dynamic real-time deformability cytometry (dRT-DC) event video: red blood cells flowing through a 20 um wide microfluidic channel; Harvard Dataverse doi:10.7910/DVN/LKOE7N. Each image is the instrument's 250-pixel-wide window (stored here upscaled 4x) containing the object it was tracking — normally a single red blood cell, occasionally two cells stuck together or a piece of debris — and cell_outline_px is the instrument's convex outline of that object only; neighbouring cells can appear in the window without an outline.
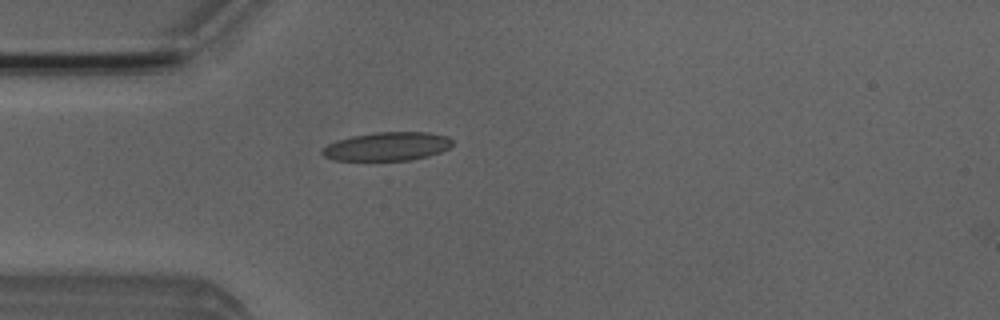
{"species": "Egyptian fruit bat (a non-hibernating species)", "species_latin": "Rousettus aegyptiacus", "temperature_condition": "room temperature", "stored_images_in_passage": 1, "camera_frame_rate_fps": 3000, "um_per_image_px": 0.085, "animal": {"sex": "male"}, "frame": {"image": 1, "passage_image": 1, "time_ms": 0.0, "image_size_px": [1000, 320], "cell_outline_px": [[452, 144], [448, 148], [440, 152], [428, 156], [412, 160], [336, 160], [324, 156], [320, 152], [328, 144], [336, 140], [352, 136], [376, 132], [428, 132], [448, 136], [452, 140]], "centroid_in_image_um": [32.92, 12.44], "position_along_channel_um": 52.1, "area_um2": 21.62}}